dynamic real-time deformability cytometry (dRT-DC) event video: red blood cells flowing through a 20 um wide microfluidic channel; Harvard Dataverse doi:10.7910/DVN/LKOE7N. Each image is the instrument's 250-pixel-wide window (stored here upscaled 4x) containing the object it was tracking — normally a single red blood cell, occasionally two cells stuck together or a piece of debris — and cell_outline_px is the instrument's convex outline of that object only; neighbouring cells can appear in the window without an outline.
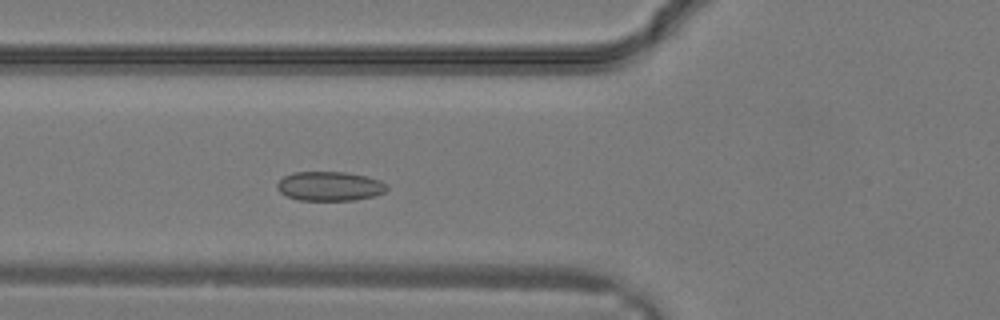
{"species": "common noctule bat (a hibernating species)", "species_latin": "Nyctalus noctula", "temperature_condition": "warm", "stored_images_in_passage": 27, "camera_frame_rate_fps": 3000, "um_per_image_px": 0.085, "animal": {"sex": "male", "body_mass_g": 19.2, "forearm_length_mm": 51.8}, "frame": {"image": 1, "passage_image": 7, "time_ms": 2.0, "image_size_px": [1000, 320], "cell_outline_px": [[388, 188], [384, 192], [372, 196], [352, 200], [300, 200], [288, 196], [280, 192], [276, 188], [276, 184], [284, 176], [292, 172], [348, 172], [368, 176], [380, 180]], "centroid_in_image_um": [28.0, 15.81], "position_along_channel_um": 97.8, "area_um2": 18.67}}
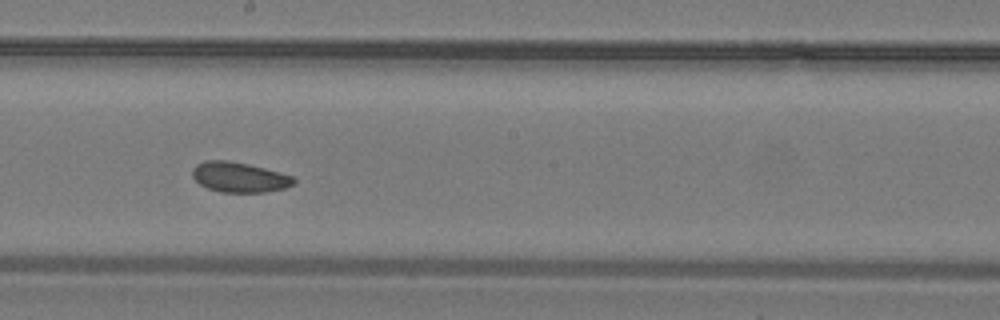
{"frame": {"image": 2, "passage_image": 13, "time_ms": 4.0, "image_size_px": [1000, 320], "cell_outline_px": [[296, 180], [292, 184], [284, 188], [264, 192], [220, 192], [208, 188], [200, 184], [192, 176], [192, 168], [196, 164], [204, 160], [228, 160], [248, 164], [264, 168], [292, 176]], "centroid_in_image_um": [20.29, 15.05], "position_along_channel_um": 227.9, "area_um2": 17.69}}
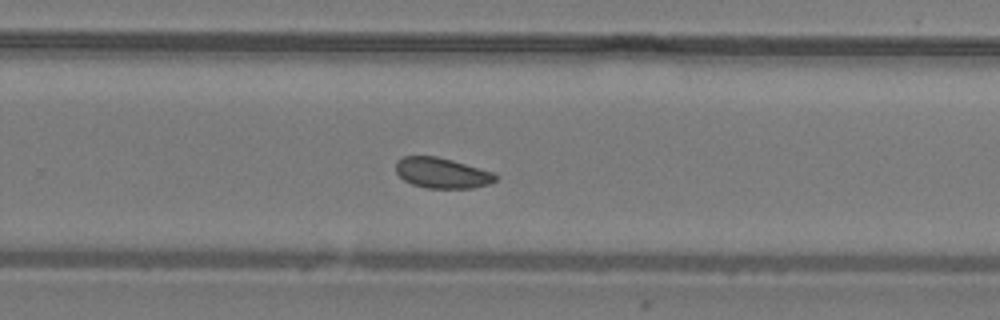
{"frame": {"image": 3, "passage_image": 16, "time_ms": 5.0, "image_size_px": [1000, 320], "cell_outline_px": [[496, 180], [488, 184], [472, 188], [428, 188], [412, 184], [404, 180], [396, 172], [396, 160], [404, 156], [436, 156], [452, 160], [492, 172], [496, 176]], "centroid_in_image_um": [37.53, 14.7], "position_along_channel_um": 292.3, "area_um2": 17.51}}